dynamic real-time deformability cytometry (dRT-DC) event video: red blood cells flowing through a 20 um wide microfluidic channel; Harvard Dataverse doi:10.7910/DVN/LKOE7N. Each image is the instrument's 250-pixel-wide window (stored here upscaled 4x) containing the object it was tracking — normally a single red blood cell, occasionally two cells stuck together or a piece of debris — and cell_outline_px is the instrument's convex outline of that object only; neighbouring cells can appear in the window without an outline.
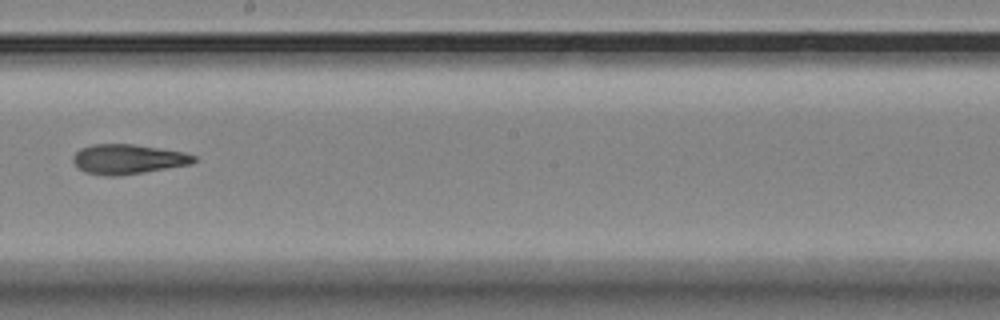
{"species": "Egyptian fruit bat (a non-hibernating species)", "species_latin": "Rousettus aegyptiacus", "temperature_condition": "room temperature", "stored_images_in_passage": 13, "camera_frame_rate_fps": 3000, "um_per_image_px": 0.085, "animal": {"sex": "female"}, "frame": {"image": 1, "passage_image": 7, "time_ms": 2.0, "image_size_px": [1000, 320], "cell_outline_px": [[196, 160], [192, 164], [144, 172], [116, 176], [104, 176], [84, 172], [72, 160], [72, 156], [80, 148], [92, 144], [132, 144], [184, 152], [196, 156]], "centroid_in_image_um": [10.86, 13.53], "position_along_channel_um": 237.3, "area_um2": 20.92}}
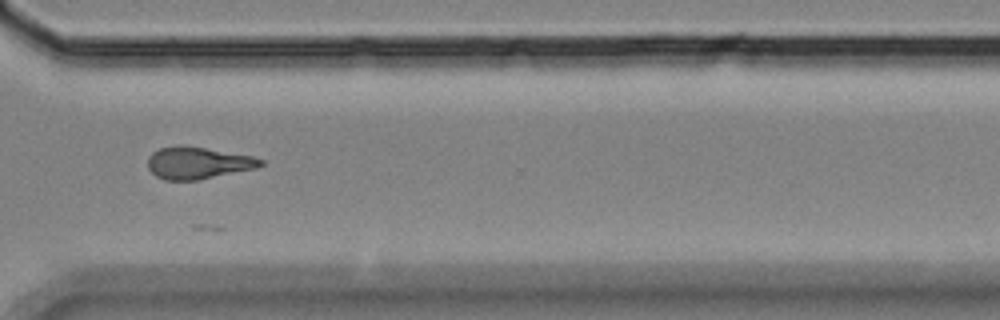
{"frame": {"image": 2, "passage_image": 10, "time_ms": 3.0, "image_size_px": [1000, 320], "cell_outline_px": [[264, 164], [256, 168], [200, 180], [164, 180], [156, 176], [148, 168], [148, 156], [152, 152], [160, 148], [180, 144], [252, 156], [264, 160]], "centroid_in_image_um": [16.8, 13.85], "position_along_channel_um": 353.8, "area_um2": 21.1}}
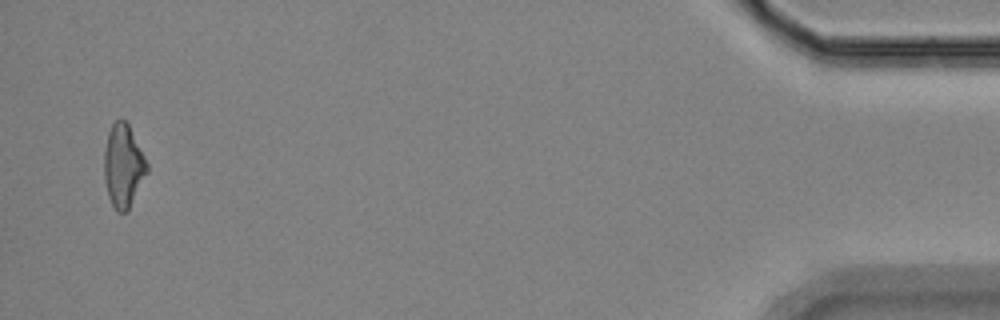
{"frame": {"image": 3, "passage_image": 13, "time_ms": 4.0, "image_size_px": [1000, 320], "cell_outline_px": [[148, 172], [128, 212], [116, 212], [108, 196], [104, 180], [104, 152], [108, 132], [112, 124], [116, 120], [124, 120], [128, 124], [148, 164]], "centroid_in_image_um": [10.48, 14.14], "position_along_channel_um": 424.7, "area_um2": 20.75}}